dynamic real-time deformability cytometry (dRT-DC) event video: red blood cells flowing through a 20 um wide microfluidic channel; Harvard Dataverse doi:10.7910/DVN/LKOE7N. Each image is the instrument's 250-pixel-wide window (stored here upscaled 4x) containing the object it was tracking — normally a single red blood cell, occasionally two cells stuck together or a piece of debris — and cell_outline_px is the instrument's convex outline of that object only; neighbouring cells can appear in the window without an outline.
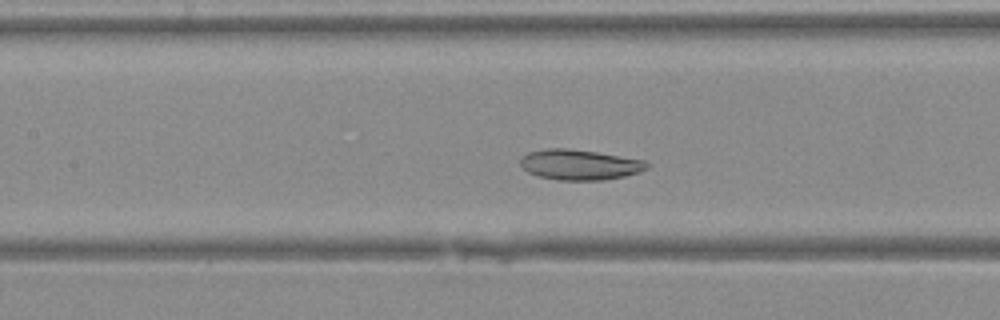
{"species": "Egyptian fruit bat (a non-hibernating species)", "species_latin": "Rousettus aegyptiacus", "temperature_condition": "warm", "stored_images_in_passage": 37, "camera_frame_rate_fps": 3000, "um_per_image_px": 0.085, "animal": {"sex": "female"}, "frame": {"image": 1, "passage_image": 15, "time_ms": 4.667, "image_size_px": [1000, 320], "cell_outline_px": [[648, 168], [640, 172], [624, 176], [604, 180], [560, 180], [540, 176], [528, 172], [520, 164], [520, 160], [528, 152], [544, 148], [568, 148], [596, 152], [644, 160], [648, 164]], "centroid_in_image_um": [49.27, 13.99], "position_along_channel_um": 158.1, "area_um2": 22.25}}
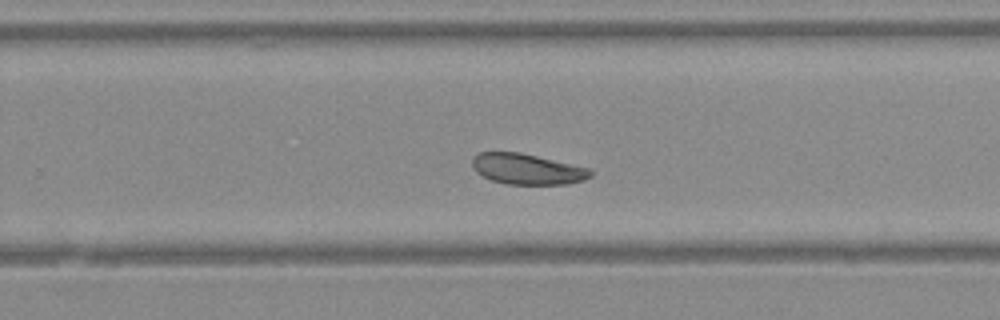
{"frame": {"image": 2, "passage_image": 23, "time_ms": 7.333, "image_size_px": [1000, 320], "cell_outline_px": [[592, 176], [584, 180], [568, 184], [508, 184], [492, 180], [476, 172], [472, 164], [472, 156], [480, 152], [520, 152], [592, 168]], "centroid_in_image_um": [44.85, 14.36], "position_along_channel_um": 285.0, "area_um2": 21.27}}
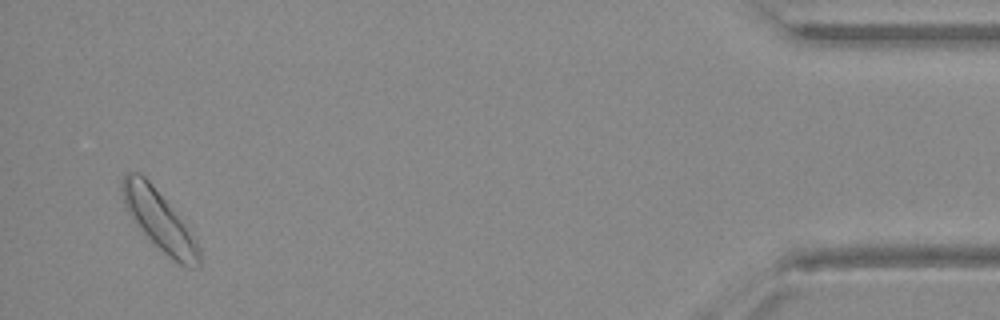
{"frame": {"image": 3, "passage_image": 36, "time_ms": 11.667, "image_size_px": [1000, 320], "cell_outline_px": [[200, 268], [184, 268], [176, 264], [136, 224], [128, 212], [124, 204], [120, 184], [124, 176], [128, 172], [140, 172], [152, 184], [184, 224], [196, 240], [200, 248]], "centroid_in_image_um": [13.54, 18.76], "position_along_channel_um": 421.7, "area_um2": 26.18}}